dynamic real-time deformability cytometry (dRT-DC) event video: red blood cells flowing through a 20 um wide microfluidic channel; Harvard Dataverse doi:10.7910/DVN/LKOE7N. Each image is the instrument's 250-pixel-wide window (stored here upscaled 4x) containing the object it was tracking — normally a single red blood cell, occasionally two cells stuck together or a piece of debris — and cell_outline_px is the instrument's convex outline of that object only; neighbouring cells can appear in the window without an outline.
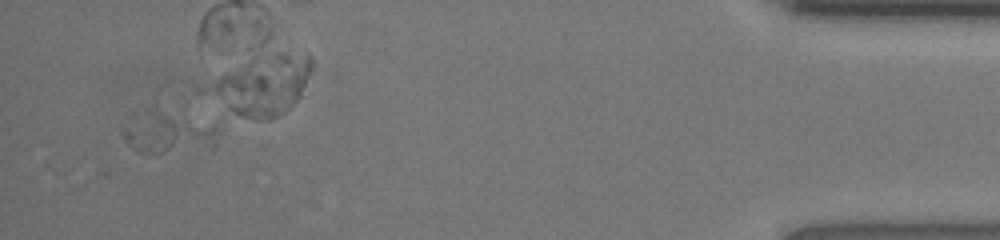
{"species": "human", "species_latin": "Homo sapiens", "temperature_condition": "room temperature", "stored_images_in_passage": 39, "camera_frame_rate_fps": 3000, "um_per_image_px": 0.085, "donor": {"sex": "female"}, "frame": {"image": 1, "passage_image": 36, "time_ms": 11.667, "image_size_px": [1000, 240], "cell_outline_px": [[216, 144], [212, 148], [148, 156], [136, 152], [128, 144], [124, 136], [124, 132], [152, 104], [216, 124]], "centroid_in_image_um": [14.39, 11.28], "position_along_channel_um": 420.8, "area_um2": 23.87}}